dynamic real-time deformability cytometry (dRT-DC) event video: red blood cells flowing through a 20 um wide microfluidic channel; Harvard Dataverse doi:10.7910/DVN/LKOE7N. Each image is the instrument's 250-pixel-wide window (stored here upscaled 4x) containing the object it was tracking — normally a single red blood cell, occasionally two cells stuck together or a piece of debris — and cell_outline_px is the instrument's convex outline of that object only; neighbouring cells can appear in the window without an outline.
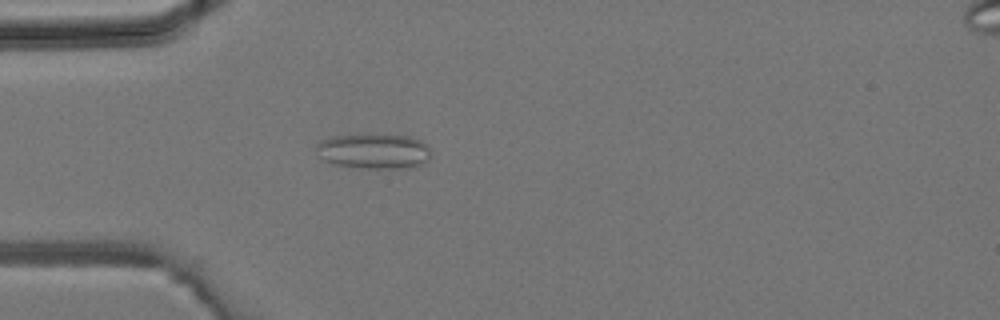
{"species": "common noctule bat (a hibernating species)", "species_latin": "Nyctalus noctula", "temperature_condition": "room temperature", "stored_images_in_passage": 39, "camera_frame_rate_fps": 3000, "um_per_image_px": 0.085, "animal": {"sex": "male", "body_mass_g": 19.2, "forearm_length_mm": 51.8}, "frame": {"image": 1, "passage_image": 8, "time_ms": 2.333, "image_size_px": [1000, 320], "cell_outline_px": [[432, 148], [428, 160], [412, 168], [364, 168], [336, 164], [320, 156], [316, 148], [316, 144], [320, 140], [332, 136], [408, 136], [420, 140], [428, 144]], "centroid_in_image_um": [31.84, 12.86], "position_along_channel_um": 53.2, "area_um2": 23.0}}
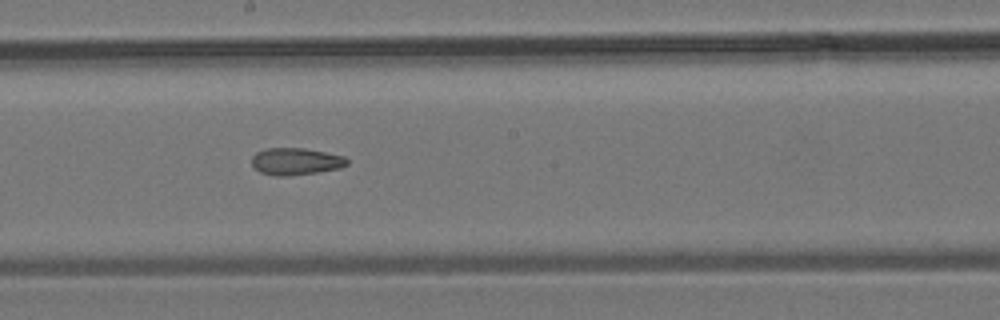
{"frame": {"image": 2, "passage_image": 19, "time_ms": 6.0, "image_size_px": [1000, 320], "cell_outline_px": [[348, 164], [340, 168], [316, 172], [284, 176], [276, 176], [260, 172], [252, 164], [252, 156], [256, 152], [264, 148], [304, 148], [344, 156], [348, 160]], "centroid_in_image_um": [25.12, 13.71], "position_along_channel_um": 223.1, "area_um2": 14.91}}
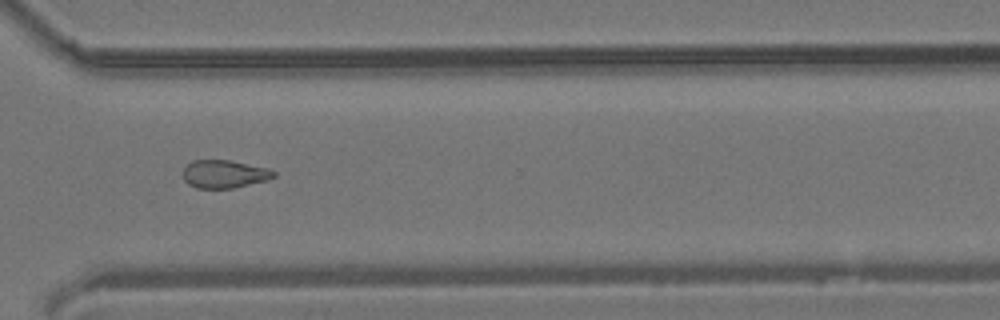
{"frame": {"image": 3, "passage_image": 27, "time_ms": 8.667, "image_size_px": [1000, 320], "cell_outline_px": [[276, 176], [268, 180], [232, 188], [196, 188], [188, 184], [184, 180], [184, 168], [192, 160], [228, 160], [268, 168], [276, 172]], "centroid_in_image_um": [19.08, 14.79], "position_along_channel_um": 351.5, "area_um2": 14.74}}